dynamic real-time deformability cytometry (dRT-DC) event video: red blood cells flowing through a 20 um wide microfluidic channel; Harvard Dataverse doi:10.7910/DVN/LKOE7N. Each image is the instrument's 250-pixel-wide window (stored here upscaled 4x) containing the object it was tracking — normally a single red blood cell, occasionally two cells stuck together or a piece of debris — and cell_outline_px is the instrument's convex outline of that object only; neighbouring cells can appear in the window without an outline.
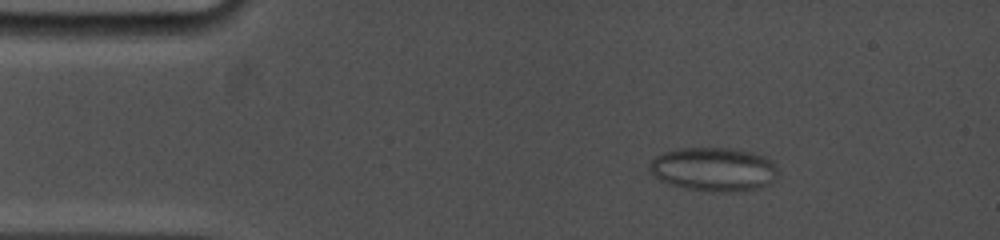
{"species": "common noctule bat (a hibernating species)", "species_latin": "Nyctalus noctula", "temperature_condition": "cold", "stored_images_in_passage": 16, "camera_frame_rate_fps": 5000, "um_per_image_px": 0.085, "animal": {"sex": "female", "body_mass_g": 19.0, "forearm_length_mm": 53.3}, "frame": {"image": 1, "passage_image": 5, "time_ms": 1.8, "image_size_px": [1000, 240], "cell_outline_px": [[776, 176], [768, 184], [756, 188], [736, 192], [712, 192], [684, 188], [668, 184], [660, 180], [648, 168], [652, 160], [656, 156], [664, 152], [680, 148], [732, 148], [752, 152], [764, 156], [772, 160], [776, 164]], "centroid_in_image_um": [60.66, 14.39], "position_along_channel_um": 24.3, "area_um2": 32.83}}
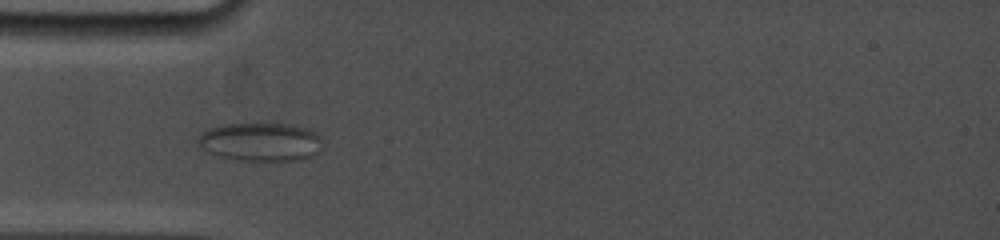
{"frame": {"image": 2, "passage_image": 11, "time_ms": 4.6, "image_size_px": [1000, 240], "cell_outline_px": [[320, 152], [312, 156], [300, 160], [236, 160], [220, 156], [208, 152], [196, 140], [196, 136], [200, 132], [208, 128], [220, 124], [292, 124], [308, 128], [320, 136]], "centroid_in_image_um": [22.13, 12.05], "position_along_channel_um": 62.9, "area_um2": 28.03}}
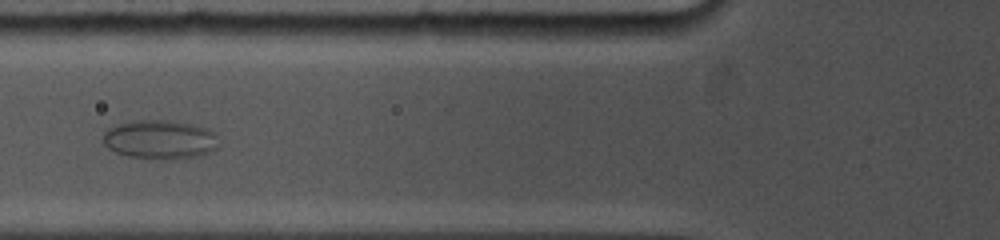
{"frame": {"image": 3, "passage_image": 14, "time_ms": 6.0, "image_size_px": [1000, 240], "cell_outline_px": [[216, 148], [212, 152], [196, 156], [172, 160], [164, 160], [128, 156], [116, 152], [108, 148], [104, 144], [104, 132], [112, 124], [132, 120], [172, 120], [192, 124], [216, 132]], "centroid_in_image_um": [13.56, 11.85], "position_along_channel_um": 112.2, "area_um2": 26.59}}